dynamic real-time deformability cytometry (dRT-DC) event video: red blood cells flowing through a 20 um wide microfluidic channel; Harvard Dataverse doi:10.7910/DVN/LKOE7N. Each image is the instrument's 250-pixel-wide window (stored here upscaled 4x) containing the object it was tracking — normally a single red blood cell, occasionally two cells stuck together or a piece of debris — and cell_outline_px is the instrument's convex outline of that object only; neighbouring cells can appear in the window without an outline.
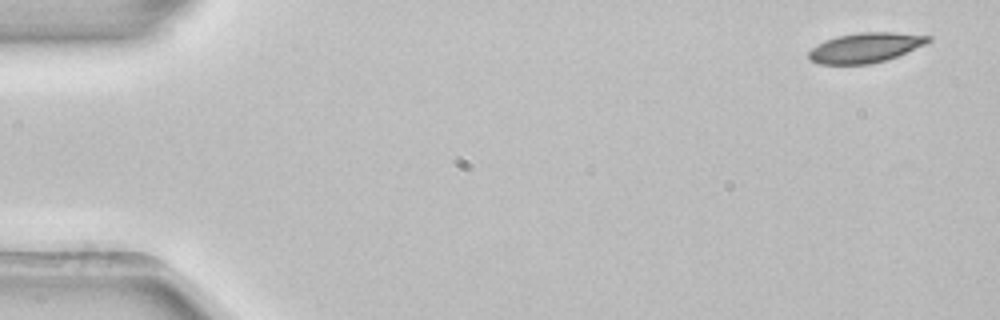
{"species": "common noctule bat (a hibernating species)", "species_latin": "Nyctalus noctula", "temperature_condition": "room temperature", "stored_images_in_passage": 5, "camera_frame_rate_fps": 3000, "um_per_image_px": 0.085, "animal": {"sex": "female", "body_mass_g": 22.7, "forearm_length_mm": 54.2}, "frame": {"image": 1, "passage_image": 1, "time_ms": 0.0, "image_size_px": [1000, 320], "cell_outline_px": [[932, 40], [924, 44], [896, 56], [884, 60], [868, 64], [820, 64], [812, 60], [808, 56], [808, 52], [812, 48], [824, 40], [836, 36], [860, 32], [892, 32], [932, 36]], "centroid_in_image_um": [73.53, 4.04], "position_along_channel_um": 11.5, "area_um2": 20.52}}
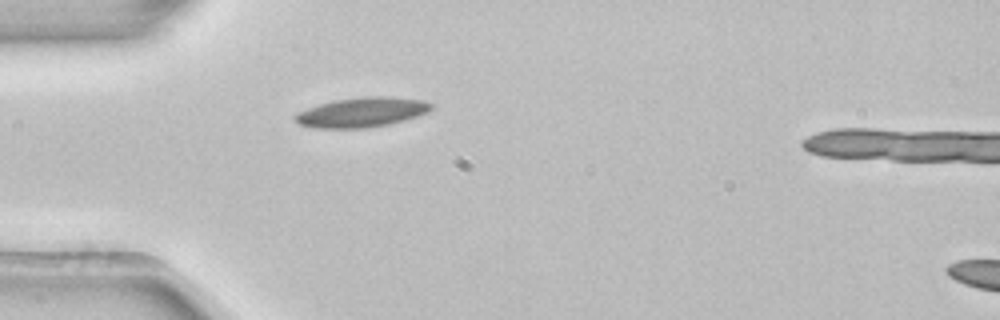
{"frame": {"image": 2, "passage_image": 4, "time_ms": 1.0, "image_size_px": [1000, 320], "cell_outline_px": [[436, 104], [428, 112], [404, 120], [388, 124], [364, 128], [316, 128], [300, 124], [292, 116], [308, 108], [320, 104], [336, 100], [364, 96], [388, 96], [420, 100]], "centroid_in_image_um": [30.79, 9.54], "position_along_channel_um": 54.2, "area_um2": 23.35}}